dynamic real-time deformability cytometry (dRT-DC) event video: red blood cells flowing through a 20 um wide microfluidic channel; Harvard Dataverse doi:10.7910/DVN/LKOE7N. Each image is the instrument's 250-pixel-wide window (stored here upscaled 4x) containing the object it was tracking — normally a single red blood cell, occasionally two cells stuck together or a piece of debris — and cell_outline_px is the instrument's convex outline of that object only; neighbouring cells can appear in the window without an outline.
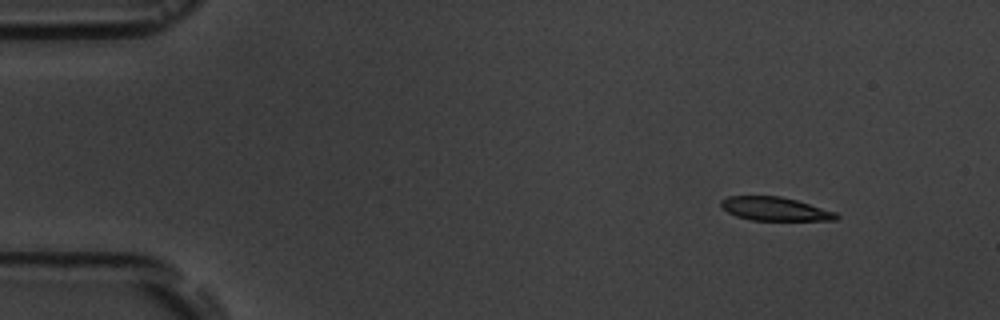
{"species": "common noctule bat (a hibernating species)", "species_latin": "Nyctalus noctula", "temperature_condition": "room temperature", "stored_images_in_passage": 5, "segment_of_instrument_passage": [1, 2], "camera_frame_rate_fps": 3000, "um_per_image_px": 0.085, "animal": {"sex": "male", "body_mass_g": 19.5, "forearm_length_mm": 54.6}, "frame": {"image": 1, "passage_image": 2, "time_ms": 1.333, "image_size_px": [1000, 320], "cell_outline_px": [[840, 216], [836, 220], [752, 220], [736, 216], [728, 212], [720, 204], [720, 200], [728, 196], [780, 196], [796, 200], [836, 212]], "centroid_in_image_um": [65.87, 17.75], "position_along_channel_um": 19.1, "area_um2": 15.72}}